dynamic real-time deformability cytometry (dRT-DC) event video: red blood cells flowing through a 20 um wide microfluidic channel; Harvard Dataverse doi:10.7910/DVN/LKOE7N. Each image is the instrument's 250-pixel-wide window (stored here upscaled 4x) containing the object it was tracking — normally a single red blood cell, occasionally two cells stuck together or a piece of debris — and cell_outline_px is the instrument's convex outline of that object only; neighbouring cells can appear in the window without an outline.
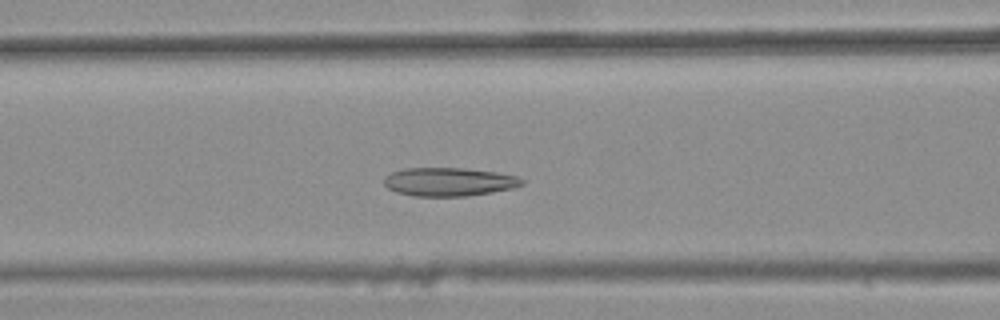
{"species": "common noctule bat (a hibernating species)", "species_latin": "Nyctalus noctula", "temperature_condition": "warm", "stored_images_in_passage": 41, "camera_frame_rate_fps": 3000, "um_per_image_px": 0.085, "animal": {"sex": "female", "body_mass_g": 25.1}, "frame": {"image": 1, "passage_image": 19, "time_ms": 6.0, "image_size_px": [1000, 320], "cell_outline_px": [[524, 184], [512, 188], [492, 192], [468, 196], [412, 196], [396, 192], [388, 188], [384, 184], [384, 176], [388, 172], [404, 168], [464, 168], [496, 172], [516, 176], [524, 180]], "centroid_in_image_um": [38.12, 15.45], "position_along_channel_um": 128.5, "area_um2": 23.06}}
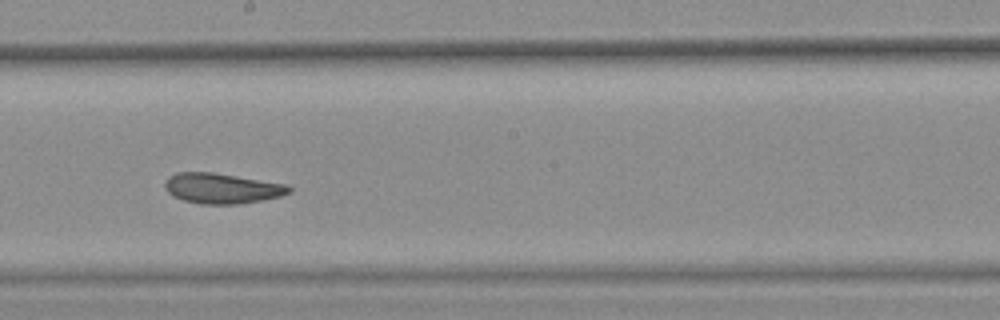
{"frame": {"image": 2, "passage_image": 27, "time_ms": 8.667, "image_size_px": [1000, 320], "cell_outline_px": [[292, 192], [280, 196], [240, 204], [200, 204], [184, 200], [172, 196], [164, 188], [164, 184], [168, 176], [176, 172], [212, 172], [288, 184], [292, 188]], "centroid_in_image_um": [18.85, 16.0], "position_along_channel_um": 229.3, "area_um2": 22.08}}
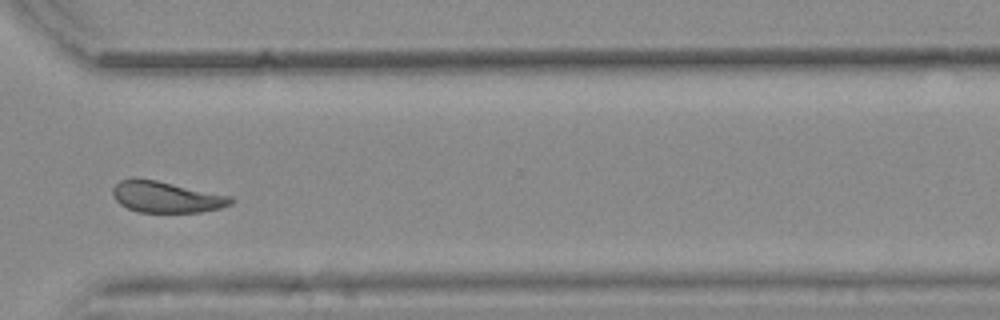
{"frame": {"image": 3, "passage_image": 37, "time_ms": 12.0, "image_size_px": [1000, 320], "cell_outline_px": [[236, 200], [232, 204], [220, 208], [200, 212], [140, 212], [128, 208], [120, 204], [116, 200], [112, 192], [112, 188], [120, 180], [132, 176], [136, 176], [156, 180], [232, 196]], "centroid_in_image_um": [14.13, 16.72], "position_along_channel_um": 356.5, "area_um2": 21.73}, "authors_computed_cell_mechanics": {"area_um2": 22.831, "velocity_mm_per_s": 3.7904, "shape_relaxation_time_tau1_ms": null, "shape_relaxation_time_tau2_ms": 3.1616, "deformation_change_tau1": null, "deformation_change_tau2": 0.1048}}